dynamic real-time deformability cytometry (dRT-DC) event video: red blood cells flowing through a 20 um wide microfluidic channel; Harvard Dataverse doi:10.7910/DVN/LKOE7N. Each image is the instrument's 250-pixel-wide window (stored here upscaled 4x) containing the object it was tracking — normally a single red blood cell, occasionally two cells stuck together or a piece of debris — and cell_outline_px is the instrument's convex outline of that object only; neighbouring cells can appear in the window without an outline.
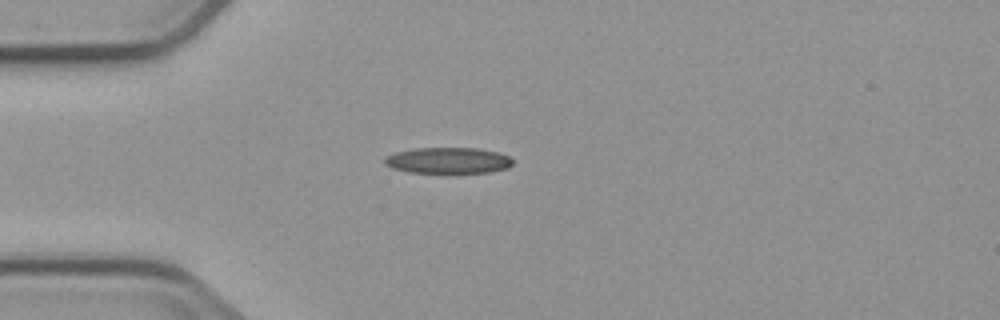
{"species": "common noctule bat (a hibernating species)", "species_latin": "Nyctalus noctula", "temperature_condition": "cold", "stored_images_in_passage": 5, "camera_frame_rate_fps": 3000, "um_per_image_px": 0.085, "animal": {"sex": "male", "body_mass_g": 23.1, "forearm_length_mm": 52.7}, "frame": {"image": 1, "passage_image": 5, "time_ms": 4.667, "image_size_px": [1000, 320], "cell_outline_px": [[512, 164], [508, 168], [492, 172], [408, 172], [392, 168], [384, 164], [384, 156], [396, 152], [416, 148], [476, 148], [496, 152], [508, 156], [512, 160]], "centroid_in_image_um": [38.06, 13.63], "position_along_channel_um": 46.9, "area_um2": 19.31}}